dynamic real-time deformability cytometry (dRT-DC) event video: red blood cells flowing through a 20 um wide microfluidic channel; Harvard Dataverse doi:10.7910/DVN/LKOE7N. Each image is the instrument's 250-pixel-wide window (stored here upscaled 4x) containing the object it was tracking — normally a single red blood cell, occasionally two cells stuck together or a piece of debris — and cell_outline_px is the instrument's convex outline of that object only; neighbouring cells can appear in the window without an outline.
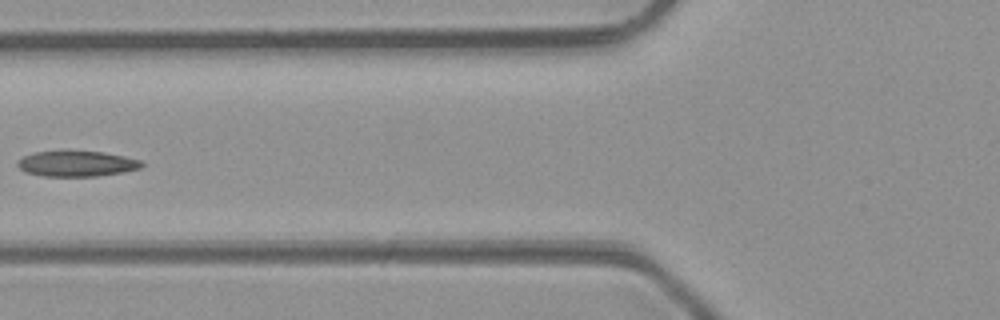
{"species": "common noctule bat (a hibernating species)", "species_latin": "Nyctalus noctula", "temperature_condition": "room temperature", "stored_images_in_passage": 4, "camera_frame_rate_fps": 3000, "um_per_image_px": 0.085, "animal": {"sex": "male", "body_mass_g": 23.1, "forearm_length_mm": 52.7}, "frame": {"image": 1, "passage_image": 4, "time_ms": 3.667, "image_size_px": [1000, 320], "cell_outline_px": [[144, 164], [140, 168], [120, 172], [96, 176], [44, 176], [24, 172], [16, 164], [24, 156], [36, 152], [104, 152], [124, 156], [140, 160]], "centroid_in_image_um": [6.52, 13.92], "position_along_channel_um": 119.3, "area_um2": 18.03}}